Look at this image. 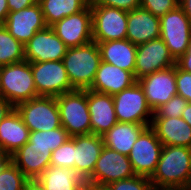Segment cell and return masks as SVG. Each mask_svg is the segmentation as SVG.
I'll return each instance as SVG.
<instances>
[{"mask_svg":"<svg viewBox=\"0 0 191 190\" xmlns=\"http://www.w3.org/2000/svg\"><path fill=\"white\" fill-rule=\"evenodd\" d=\"M159 37V17L141 7L128 12L127 40L137 46Z\"/></svg>","mask_w":191,"mask_h":190,"instance_id":"cell-19","label":"cell"},{"mask_svg":"<svg viewBox=\"0 0 191 190\" xmlns=\"http://www.w3.org/2000/svg\"><path fill=\"white\" fill-rule=\"evenodd\" d=\"M176 66L185 72L191 73V41L185 54L176 61Z\"/></svg>","mask_w":191,"mask_h":190,"instance_id":"cell-37","label":"cell"},{"mask_svg":"<svg viewBox=\"0 0 191 190\" xmlns=\"http://www.w3.org/2000/svg\"><path fill=\"white\" fill-rule=\"evenodd\" d=\"M50 165L74 169V136L52 151Z\"/></svg>","mask_w":191,"mask_h":190,"instance_id":"cell-31","label":"cell"},{"mask_svg":"<svg viewBox=\"0 0 191 190\" xmlns=\"http://www.w3.org/2000/svg\"><path fill=\"white\" fill-rule=\"evenodd\" d=\"M37 180L45 190H80L86 183L74 169L52 165Z\"/></svg>","mask_w":191,"mask_h":190,"instance_id":"cell-26","label":"cell"},{"mask_svg":"<svg viewBox=\"0 0 191 190\" xmlns=\"http://www.w3.org/2000/svg\"><path fill=\"white\" fill-rule=\"evenodd\" d=\"M163 144L157 138L155 131L147 127L134 143L128 155L136 175L151 177L159 162Z\"/></svg>","mask_w":191,"mask_h":190,"instance_id":"cell-11","label":"cell"},{"mask_svg":"<svg viewBox=\"0 0 191 190\" xmlns=\"http://www.w3.org/2000/svg\"><path fill=\"white\" fill-rule=\"evenodd\" d=\"M135 175L128 155L104 146L92 175L85 182L107 186L112 182L128 179Z\"/></svg>","mask_w":191,"mask_h":190,"instance_id":"cell-10","label":"cell"},{"mask_svg":"<svg viewBox=\"0 0 191 190\" xmlns=\"http://www.w3.org/2000/svg\"><path fill=\"white\" fill-rule=\"evenodd\" d=\"M150 180L155 190L191 187V148L163 146L156 170Z\"/></svg>","mask_w":191,"mask_h":190,"instance_id":"cell-1","label":"cell"},{"mask_svg":"<svg viewBox=\"0 0 191 190\" xmlns=\"http://www.w3.org/2000/svg\"><path fill=\"white\" fill-rule=\"evenodd\" d=\"M8 13H9V8L7 0H0V25H4Z\"/></svg>","mask_w":191,"mask_h":190,"instance_id":"cell-40","label":"cell"},{"mask_svg":"<svg viewBox=\"0 0 191 190\" xmlns=\"http://www.w3.org/2000/svg\"><path fill=\"white\" fill-rule=\"evenodd\" d=\"M30 131L16 109L0 123V151L12 155L29 141Z\"/></svg>","mask_w":191,"mask_h":190,"instance_id":"cell-23","label":"cell"},{"mask_svg":"<svg viewBox=\"0 0 191 190\" xmlns=\"http://www.w3.org/2000/svg\"><path fill=\"white\" fill-rule=\"evenodd\" d=\"M24 190H45V188L37 179H29L24 186Z\"/></svg>","mask_w":191,"mask_h":190,"instance_id":"cell-41","label":"cell"},{"mask_svg":"<svg viewBox=\"0 0 191 190\" xmlns=\"http://www.w3.org/2000/svg\"><path fill=\"white\" fill-rule=\"evenodd\" d=\"M92 39L96 43L126 39L128 12L100 5H91Z\"/></svg>","mask_w":191,"mask_h":190,"instance_id":"cell-9","label":"cell"},{"mask_svg":"<svg viewBox=\"0 0 191 190\" xmlns=\"http://www.w3.org/2000/svg\"><path fill=\"white\" fill-rule=\"evenodd\" d=\"M66 51V45L50 26L37 31L24 45L25 61L30 63L60 61Z\"/></svg>","mask_w":191,"mask_h":190,"instance_id":"cell-14","label":"cell"},{"mask_svg":"<svg viewBox=\"0 0 191 190\" xmlns=\"http://www.w3.org/2000/svg\"><path fill=\"white\" fill-rule=\"evenodd\" d=\"M188 101L180 95H174L166 104L159 107L153 117H181Z\"/></svg>","mask_w":191,"mask_h":190,"instance_id":"cell-33","label":"cell"},{"mask_svg":"<svg viewBox=\"0 0 191 190\" xmlns=\"http://www.w3.org/2000/svg\"><path fill=\"white\" fill-rule=\"evenodd\" d=\"M101 61L113 64L134 75L137 46L127 39L97 43Z\"/></svg>","mask_w":191,"mask_h":190,"instance_id":"cell-24","label":"cell"},{"mask_svg":"<svg viewBox=\"0 0 191 190\" xmlns=\"http://www.w3.org/2000/svg\"><path fill=\"white\" fill-rule=\"evenodd\" d=\"M90 5H100L132 11L140 7V0H90Z\"/></svg>","mask_w":191,"mask_h":190,"instance_id":"cell-36","label":"cell"},{"mask_svg":"<svg viewBox=\"0 0 191 190\" xmlns=\"http://www.w3.org/2000/svg\"><path fill=\"white\" fill-rule=\"evenodd\" d=\"M103 147L102 136H74V170L84 181L92 175Z\"/></svg>","mask_w":191,"mask_h":190,"instance_id":"cell-17","label":"cell"},{"mask_svg":"<svg viewBox=\"0 0 191 190\" xmlns=\"http://www.w3.org/2000/svg\"><path fill=\"white\" fill-rule=\"evenodd\" d=\"M179 6L191 22V0H179Z\"/></svg>","mask_w":191,"mask_h":190,"instance_id":"cell-42","label":"cell"},{"mask_svg":"<svg viewBox=\"0 0 191 190\" xmlns=\"http://www.w3.org/2000/svg\"><path fill=\"white\" fill-rule=\"evenodd\" d=\"M14 109L15 107L10 102L0 96V123Z\"/></svg>","mask_w":191,"mask_h":190,"instance_id":"cell-39","label":"cell"},{"mask_svg":"<svg viewBox=\"0 0 191 190\" xmlns=\"http://www.w3.org/2000/svg\"><path fill=\"white\" fill-rule=\"evenodd\" d=\"M175 82L177 94L191 103V73L185 72L175 65Z\"/></svg>","mask_w":191,"mask_h":190,"instance_id":"cell-35","label":"cell"},{"mask_svg":"<svg viewBox=\"0 0 191 190\" xmlns=\"http://www.w3.org/2000/svg\"><path fill=\"white\" fill-rule=\"evenodd\" d=\"M91 134L103 136L117 122L113 96L87 89Z\"/></svg>","mask_w":191,"mask_h":190,"instance_id":"cell-18","label":"cell"},{"mask_svg":"<svg viewBox=\"0 0 191 190\" xmlns=\"http://www.w3.org/2000/svg\"><path fill=\"white\" fill-rule=\"evenodd\" d=\"M178 5L179 0H140L141 8L148 10L159 18L175 9Z\"/></svg>","mask_w":191,"mask_h":190,"instance_id":"cell-34","label":"cell"},{"mask_svg":"<svg viewBox=\"0 0 191 190\" xmlns=\"http://www.w3.org/2000/svg\"><path fill=\"white\" fill-rule=\"evenodd\" d=\"M31 71L39 96H59L76 90L60 61L32 62Z\"/></svg>","mask_w":191,"mask_h":190,"instance_id":"cell-8","label":"cell"},{"mask_svg":"<svg viewBox=\"0 0 191 190\" xmlns=\"http://www.w3.org/2000/svg\"><path fill=\"white\" fill-rule=\"evenodd\" d=\"M135 82V77L130 71L101 61L94 82L89 89L113 96Z\"/></svg>","mask_w":191,"mask_h":190,"instance_id":"cell-20","label":"cell"},{"mask_svg":"<svg viewBox=\"0 0 191 190\" xmlns=\"http://www.w3.org/2000/svg\"><path fill=\"white\" fill-rule=\"evenodd\" d=\"M113 102L118 122L151 126L154 112L147 104L144 91L137 81L113 95Z\"/></svg>","mask_w":191,"mask_h":190,"instance_id":"cell-6","label":"cell"},{"mask_svg":"<svg viewBox=\"0 0 191 190\" xmlns=\"http://www.w3.org/2000/svg\"><path fill=\"white\" fill-rule=\"evenodd\" d=\"M11 161V156L0 151V172Z\"/></svg>","mask_w":191,"mask_h":190,"instance_id":"cell-44","label":"cell"},{"mask_svg":"<svg viewBox=\"0 0 191 190\" xmlns=\"http://www.w3.org/2000/svg\"><path fill=\"white\" fill-rule=\"evenodd\" d=\"M47 26H52L66 16L84 10L90 0H39Z\"/></svg>","mask_w":191,"mask_h":190,"instance_id":"cell-27","label":"cell"},{"mask_svg":"<svg viewBox=\"0 0 191 190\" xmlns=\"http://www.w3.org/2000/svg\"><path fill=\"white\" fill-rule=\"evenodd\" d=\"M67 48L92 42V12L89 4L79 13L66 16L51 26Z\"/></svg>","mask_w":191,"mask_h":190,"instance_id":"cell-13","label":"cell"},{"mask_svg":"<svg viewBox=\"0 0 191 190\" xmlns=\"http://www.w3.org/2000/svg\"><path fill=\"white\" fill-rule=\"evenodd\" d=\"M51 154L49 148L31 147L28 141L11 155V161L28 179H37L50 166Z\"/></svg>","mask_w":191,"mask_h":190,"instance_id":"cell-22","label":"cell"},{"mask_svg":"<svg viewBox=\"0 0 191 190\" xmlns=\"http://www.w3.org/2000/svg\"><path fill=\"white\" fill-rule=\"evenodd\" d=\"M150 127L163 146L191 148V126L182 117H153Z\"/></svg>","mask_w":191,"mask_h":190,"instance_id":"cell-21","label":"cell"},{"mask_svg":"<svg viewBox=\"0 0 191 190\" xmlns=\"http://www.w3.org/2000/svg\"><path fill=\"white\" fill-rule=\"evenodd\" d=\"M110 190H155L149 177L135 175L107 185Z\"/></svg>","mask_w":191,"mask_h":190,"instance_id":"cell-32","label":"cell"},{"mask_svg":"<svg viewBox=\"0 0 191 190\" xmlns=\"http://www.w3.org/2000/svg\"><path fill=\"white\" fill-rule=\"evenodd\" d=\"M25 61L24 45L0 25V66Z\"/></svg>","mask_w":191,"mask_h":190,"instance_id":"cell-28","label":"cell"},{"mask_svg":"<svg viewBox=\"0 0 191 190\" xmlns=\"http://www.w3.org/2000/svg\"><path fill=\"white\" fill-rule=\"evenodd\" d=\"M176 65L168 47L159 37L137 45L134 77L137 81L151 73Z\"/></svg>","mask_w":191,"mask_h":190,"instance_id":"cell-12","label":"cell"},{"mask_svg":"<svg viewBox=\"0 0 191 190\" xmlns=\"http://www.w3.org/2000/svg\"><path fill=\"white\" fill-rule=\"evenodd\" d=\"M181 117L191 126V103L188 102L186 108L183 110Z\"/></svg>","mask_w":191,"mask_h":190,"instance_id":"cell-43","label":"cell"},{"mask_svg":"<svg viewBox=\"0 0 191 190\" xmlns=\"http://www.w3.org/2000/svg\"><path fill=\"white\" fill-rule=\"evenodd\" d=\"M9 33L25 45L37 31L47 27L41 7L36 3L16 12H9L4 23Z\"/></svg>","mask_w":191,"mask_h":190,"instance_id":"cell-16","label":"cell"},{"mask_svg":"<svg viewBox=\"0 0 191 190\" xmlns=\"http://www.w3.org/2000/svg\"><path fill=\"white\" fill-rule=\"evenodd\" d=\"M29 131H49L61 127L59 107L54 96H38L15 106Z\"/></svg>","mask_w":191,"mask_h":190,"instance_id":"cell-5","label":"cell"},{"mask_svg":"<svg viewBox=\"0 0 191 190\" xmlns=\"http://www.w3.org/2000/svg\"><path fill=\"white\" fill-rule=\"evenodd\" d=\"M137 82L142 87L147 104L153 112L177 95L175 66L151 73Z\"/></svg>","mask_w":191,"mask_h":190,"instance_id":"cell-15","label":"cell"},{"mask_svg":"<svg viewBox=\"0 0 191 190\" xmlns=\"http://www.w3.org/2000/svg\"><path fill=\"white\" fill-rule=\"evenodd\" d=\"M80 190H96V185L85 183Z\"/></svg>","mask_w":191,"mask_h":190,"instance_id":"cell-45","label":"cell"},{"mask_svg":"<svg viewBox=\"0 0 191 190\" xmlns=\"http://www.w3.org/2000/svg\"><path fill=\"white\" fill-rule=\"evenodd\" d=\"M62 62L71 85L77 90L89 89L101 62L98 44L92 41L82 46L67 48Z\"/></svg>","mask_w":191,"mask_h":190,"instance_id":"cell-2","label":"cell"},{"mask_svg":"<svg viewBox=\"0 0 191 190\" xmlns=\"http://www.w3.org/2000/svg\"><path fill=\"white\" fill-rule=\"evenodd\" d=\"M61 126L70 137L91 134V121L87 104V89L74 90L56 96Z\"/></svg>","mask_w":191,"mask_h":190,"instance_id":"cell-4","label":"cell"},{"mask_svg":"<svg viewBox=\"0 0 191 190\" xmlns=\"http://www.w3.org/2000/svg\"><path fill=\"white\" fill-rule=\"evenodd\" d=\"M158 190H191V187L162 188Z\"/></svg>","mask_w":191,"mask_h":190,"instance_id":"cell-46","label":"cell"},{"mask_svg":"<svg viewBox=\"0 0 191 190\" xmlns=\"http://www.w3.org/2000/svg\"><path fill=\"white\" fill-rule=\"evenodd\" d=\"M147 127L137 123L117 122L102 136L104 146L129 155L134 143Z\"/></svg>","mask_w":191,"mask_h":190,"instance_id":"cell-25","label":"cell"},{"mask_svg":"<svg viewBox=\"0 0 191 190\" xmlns=\"http://www.w3.org/2000/svg\"><path fill=\"white\" fill-rule=\"evenodd\" d=\"M29 179L10 161L0 172V190H24Z\"/></svg>","mask_w":191,"mask_h":190,"instance_id":"cell-30","label":"cell"},{"mask_svg":"<svg viewBox=\"0 0 191 190\" xmlns=\"http://www.w3.org/2000/svg\"><path fill=\"white\" fill-rule=\"evenodd\" d=\"M36 3H39V0H7L9 12L20 11Z\"/></svg>","mask_w":191,"mask_h":190,"instance_id":"cell-38","label":"cell"},{"mask_svg":"<svg viewBox=\"0 0 191 190\" xmlns=\"http://www.w3.org/2000/svg\"><path fill=\"white\" fill-rule=\"evenodd\" d=\"M0 96L14 107L24 101L38 97L31 63L22 61L0 66Z\"/></svg>","mask_w":191,"mask_h":190,"instance_id":"cell-3","label":"cell"},{"mask_svg":"<svg viewBox=\"0 0 191 190\" xmlns=\"http://www.w3.org/2000/svg\"><path fill=\"white\" fill-rule=\"evenodd\" d=\"M96 190H110L107 186H98L96 185Z\"/></svg>","mask_w":191,"mask_h":190,"instance_id":"cell-47","label":"cell"},{"mask_svg":"<svg viewBox=\"0 0 191 190\" xmlns=\"http://www.w3.org/2000/svg\"><path fill=\"white\" fill-rule=\"evenodd\" d=\"M159 19L160 38L177 61L185 54L191 41V22L179 5Z\"/></svg>","mask_w":191,"mask_h":190,"instance_id":"cell-7","label":"cell"},{"mask_svg":"<svg viewBox=\"0 0 191 190\" xmlns=\"http://www.w3.org/2000/svg\"><path fill=\"white\" fill-rule=\"evenodd\" d=\"M68 138L70 136L62 126L49 131H31L29 134L31 147L49 148L51 151L64 144Z\"/></svg>","mask_w":191,"mask_h":190,"instance_id":"cell-29","label":"cell"}]
</instances>
